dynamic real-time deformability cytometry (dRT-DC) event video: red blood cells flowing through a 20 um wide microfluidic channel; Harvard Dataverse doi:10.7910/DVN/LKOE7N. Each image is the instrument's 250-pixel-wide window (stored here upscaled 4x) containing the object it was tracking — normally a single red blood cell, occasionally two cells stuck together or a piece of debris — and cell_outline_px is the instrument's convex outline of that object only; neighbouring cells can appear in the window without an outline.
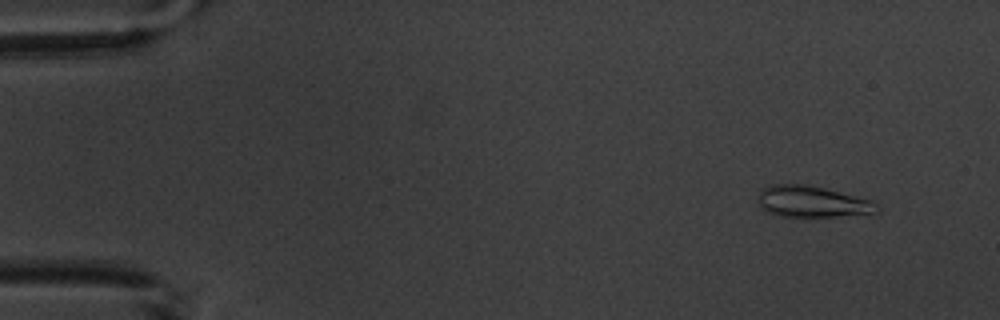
{"species": "common noctule bat (a hibernating species)", "species_latin": "Nyctalus noctula", "temperature_condition": "warm", "stored_images_in_passage": 4, "camera_frame_rate_fps": 3000, "um_per_image_px": 0.085, "animal": {"sex": "male", "body_mass_g": 20.1, "forearm_length_mm": 53.5}, "frame": {"image": 1, "passage_image": 1, "time_ms": 0.0, "image_size_px": [1000, 320], "cell_outline_px": [[880, 212], [840, 216], [780, 216], [768, 212], [760, 208], [760, 188], [772, 184], [808, 184], [872, 200], [880, 208]], "centroid_in_image_um": [69.04, 17.13], "position_along_channel_um": 16.0, "area_um2": 21.62}}